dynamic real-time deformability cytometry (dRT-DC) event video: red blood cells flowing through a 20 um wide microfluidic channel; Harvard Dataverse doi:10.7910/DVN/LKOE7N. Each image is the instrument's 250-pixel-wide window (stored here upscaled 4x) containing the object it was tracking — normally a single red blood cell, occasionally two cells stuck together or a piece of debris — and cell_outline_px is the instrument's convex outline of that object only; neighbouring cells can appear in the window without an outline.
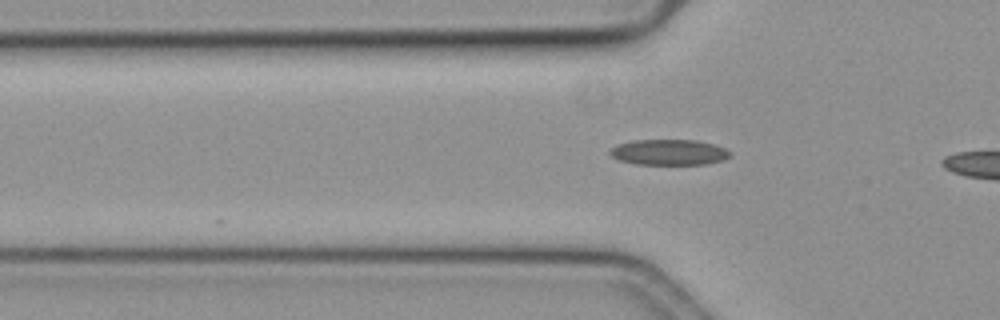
{"species": "common noctule bat (a hibernating species)", "species_latin": "Nyctalus noctula", "temperature_condition": "cold", "stored_images_in_passage": 6, "camera_frame_rate_fps": 3000, "um_per_image_px": 0.085, "animal": {"sex": "female", "body_mass_g": 19.3, "forearm_length_mm": 54.1}, "frame": {"image": 1, "passage_image": 6, "time_ms": 1.667, "image_size_px": [1000, 320], "cell_outline_px": [[732, 156], [724, 160], [704, 164], [636, 164], [620, 160], [612, 156], [608, 152], [612, 148], [620, 144], [632, 140], [696, 140], [712, 144], [724, 148], [732, 152]], "centroid_in_image_um": [56.9, 12.94], "position_along_channel_um": 68.9, "area_um2": 17.86}}